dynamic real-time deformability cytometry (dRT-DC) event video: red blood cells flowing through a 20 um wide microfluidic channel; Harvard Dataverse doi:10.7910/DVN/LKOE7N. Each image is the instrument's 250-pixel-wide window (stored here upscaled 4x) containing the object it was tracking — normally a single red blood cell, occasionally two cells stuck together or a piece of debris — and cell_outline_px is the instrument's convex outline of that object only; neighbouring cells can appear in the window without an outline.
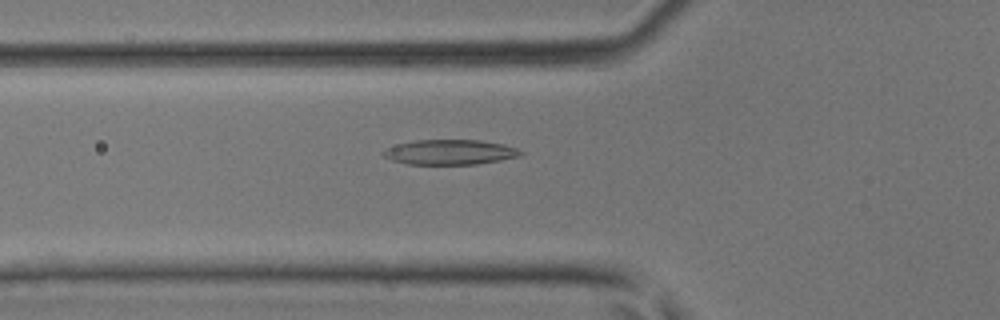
{"species": "common noctule bat (a hibernating species)", "species_latin": "Nyctalus noctula", "temperature_condition": "room temperature", "stored_images_in_passage": 42, "camera_frame_rate_fps": 3000, "um_per_image_px": 0.085, "animal": {"sex": "male", "body_mass_g": 17.9, "forearm_length_mm": 54.2}, "frame": {"image": 1, "passage_image": 14, "time_ms": 4.333, "image_size_px": [1000, 320], "cell_outline_px": [[524, 152], [520, 156], [500, 160], [476, 164], [408, 164], [392, 160], [384, 156], [380, 152], [388, 148], [400, 144], [416, 140], [480, 140], [504, 144], [516, 148]], "centroid_in_image_um": [38.27, 12.93], "position_along_channel_um": 87.5, "area_um2": 19.83}}
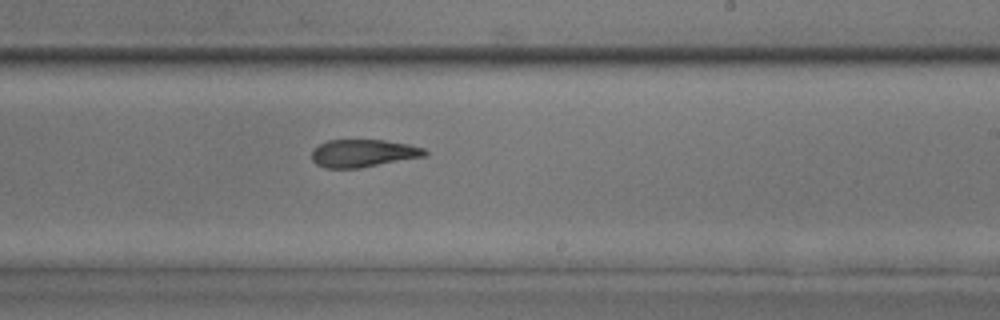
{"frame": {"image": 2, "passage_image": 25, "time_ms": 8.0, "image_size_px": [1000, 320], "cell_outline_px": [[428, 156], [360, 168], [324, 168], [316, 164], [312, 160], [312, 148], [328, 140], [384, 140], [408, 144], [424, 148], [428, 152]], "centroid_in_image_um": [30.88, 13.03], "position_along_channel_um": 258.1, "area_um2": 18.44}}
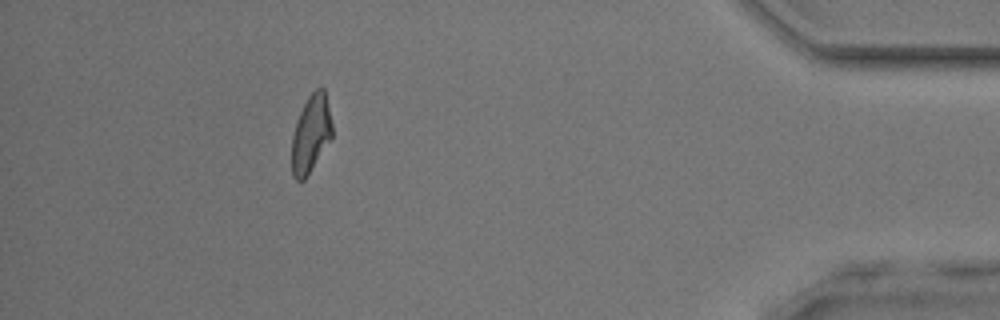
{"frame": {"image": 3, "passage_image": 38, "time_ms": 12.333, "image_size_px": [1000, 320], "cell_outline_px": [[332, 136], [304, 180], [296, 180], [292, 176], [292, 136], [296, 120], [308, 96], [316, 88], [324, 88], [332, 124]], "centroid_in_image_um": [26.41, 11.36], "position_along_channel_um": 408.8, "area_um2": 17.92}}